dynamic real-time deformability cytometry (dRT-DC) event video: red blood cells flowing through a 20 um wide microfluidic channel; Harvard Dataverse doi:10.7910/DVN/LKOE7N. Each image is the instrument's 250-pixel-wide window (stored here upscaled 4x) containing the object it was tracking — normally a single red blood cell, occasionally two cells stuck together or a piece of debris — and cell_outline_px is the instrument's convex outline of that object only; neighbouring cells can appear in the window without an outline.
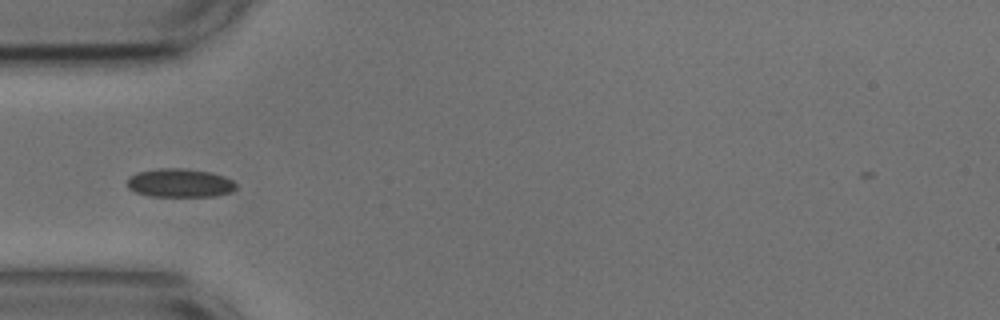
{"species": "common noctule bat (a hibernating species)", "species_latin": "Nyctalus noctula", "temperature_condition": "cold", "stored_images_in_passage": 3, "camera_frame_rate_fps": 3000, "um_per_image_px": 0.085, "animal": {"sex": "male", "body_mass_g": 17.9, "forearm_length_mm": 54.2}, "frame": {"image": 1, "passage_image": 1, "time_ms": 0.0, "image_size_px": [1000, 320], "cell_outline_px": [[236, 188], [232, 192], [216, 196], [152, 196], [136, 192], [128, 188], [128, 176], [136, 172], [160, 168], [180, 168], [212, 172], [224, 176], [232, 180], [236, 184]], "centroid_in_image_um": [15.29, 15.55], "position_along_channel_um": 69.7, "area_um2": 18.21}}